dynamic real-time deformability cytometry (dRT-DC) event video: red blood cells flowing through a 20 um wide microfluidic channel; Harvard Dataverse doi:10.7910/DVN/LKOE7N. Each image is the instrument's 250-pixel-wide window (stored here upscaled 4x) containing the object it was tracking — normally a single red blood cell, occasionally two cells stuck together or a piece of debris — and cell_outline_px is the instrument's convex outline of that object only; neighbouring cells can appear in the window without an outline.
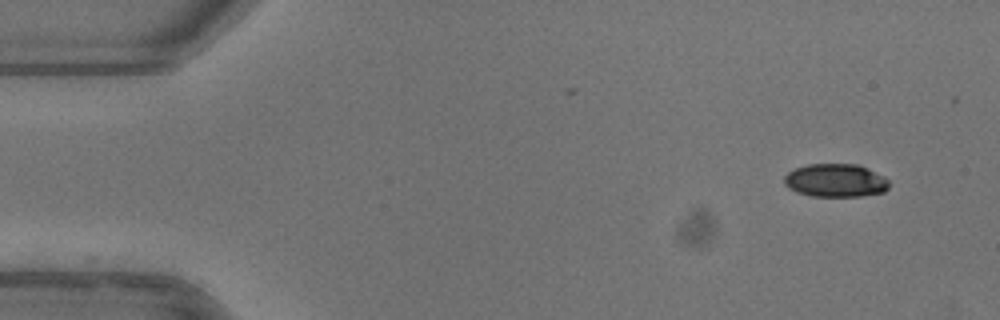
{"species": "common noctule bat (a hibernating species)", "species_latin": "Nyctalus noctula", "temperature_condition": "warm", "stored_images_in_passage": 14, "camera_frame_rate_fps": 3000, "um_per_image_px": 0.085, "animal": {"sex": "female"}, "frame": {"image": 1, "passage_image": 1, "time_ms": 0.0, "image_size_px": [1000, 320], "cell_outline_px": [[888, 188], [884, 192], [860, 196], [812, 196], [796, 192], [788, 188], [784, 184], [784, 176], [788, 172], [796, 168], [808, 164], [856, 164], [868, 168], [884, 176], [888, 180]], "centroid_in_image_um": [71.01, 15.34], "position_along_channel_um": 14.0, "area_um2": 20.35}}
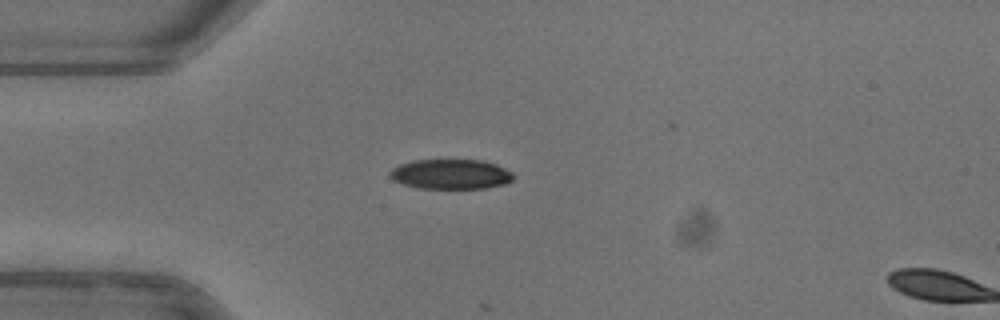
{"frame": {"image": 2, "passage_image": 11, "time_ms": 3.333, "image_size_px": [1000, 320], "cell_outline_px": [[512, 180], [504, 184], [484, 188], [420, 188], [404, 184], [392, 180], [388, 176], [388, 172], [392, 168], [400, 164], [412, 160], [484, 160], [496, 164], [512, 172]], "centroid_in_image_um": [38.27, 14.79], "position_along_channel_um": 46.7, "area_um2": 21.5}}